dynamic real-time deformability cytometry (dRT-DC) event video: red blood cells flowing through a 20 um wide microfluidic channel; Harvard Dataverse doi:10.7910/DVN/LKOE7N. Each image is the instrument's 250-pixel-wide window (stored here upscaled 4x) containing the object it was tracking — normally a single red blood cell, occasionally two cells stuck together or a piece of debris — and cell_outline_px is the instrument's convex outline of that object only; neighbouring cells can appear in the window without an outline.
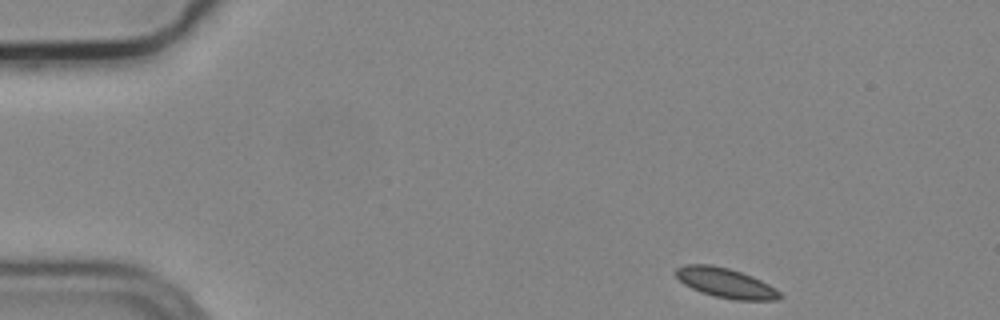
{"species": "common noctule bat (a hibernating species)", "species_latin": "Nyctalus noctula", "temperature_condition": "cold", "stored_images_in_passage": 3, "camera_frame_rate_fps": 3000, "um_per_image_px": 0.085, "animal": {"sex": "male", "body_mass_g": 19.2, "forearm_length_mm": 51.8}, "frame": {"image": 1, "passage_image": 1, "time_ms": 0.0, "image_size_px": [1000, 320], "cell_outline_px": [[784, 296], [780, 300], [736, 300], [716, 296], [692, 288], [684, 284], [676, 276], [676, 268], [684, 264], [712, 264], [728, 268], [752, 276], [776, 288]], "centroid_in_image_um": [61.72, 24.04], "position_along_channel_um": 23.3, "area_um2": 17.92}}